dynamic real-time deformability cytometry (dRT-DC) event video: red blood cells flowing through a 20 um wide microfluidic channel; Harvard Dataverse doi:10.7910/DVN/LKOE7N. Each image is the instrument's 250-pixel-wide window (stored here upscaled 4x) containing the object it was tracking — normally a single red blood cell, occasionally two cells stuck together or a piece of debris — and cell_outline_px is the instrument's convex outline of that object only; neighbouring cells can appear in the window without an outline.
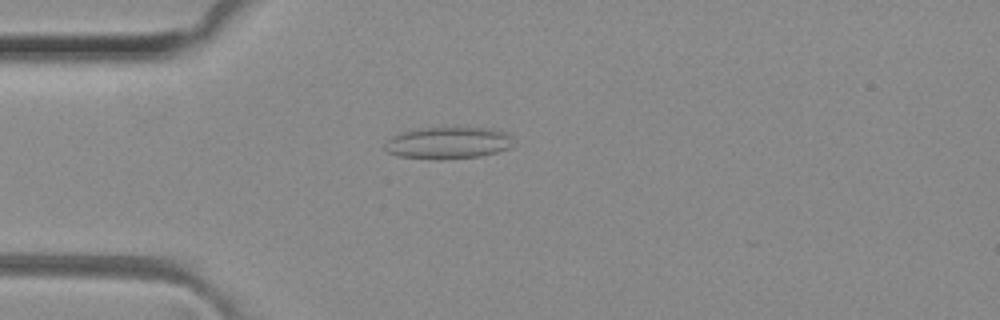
{"species": "common noctule bat (a hibernating species)", "species_latin": "Nyctalus noctula", "temperature_condition": "room temperature", "stored_images_in_passage": 46, "camera_frame_rate_fps": 3000, "um_per_image_px": 0.085, "animal": {"sex": "female", "body_mass_g": 29.2, "forearm_length_mm": 56.3}, "frame": {"image": 1, "passage_image": 13, "time_ms": 4.0, "image_size_px": [1000, 320], "cell_outline_px": [[516, 144], [508, 148], [496, 152], [480, 156], [440, 160], [400, 156], [388, 152], [384, 148], [384, 144], [392, 136], [400, 132], [416, 128], [492, 128], [508, 132], [512, 136]], "centroid_in_image_um": [38.13, 12.14], "position_along_channel_um": 46.9, "area_um2": 24.16}}
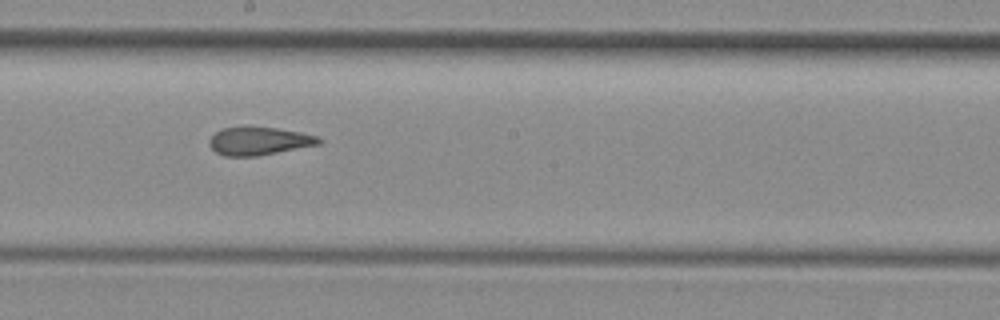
{"frame": {"image": 2, "passage_image": 27, "time_ms": 8.667, "image_size_px": [1000, 320], "cell_outline_px": [[324, 140], [320, 144], [256, 156], [224, 156], [216, 152], [208, 144], [208, 140], [220, 128], [276, 128], [300, 132], [316, 136]], "centroid_in_image_um": [22.01, 12.0], "position_along_channel_um": 226.2, "area_um2": 17.57}}
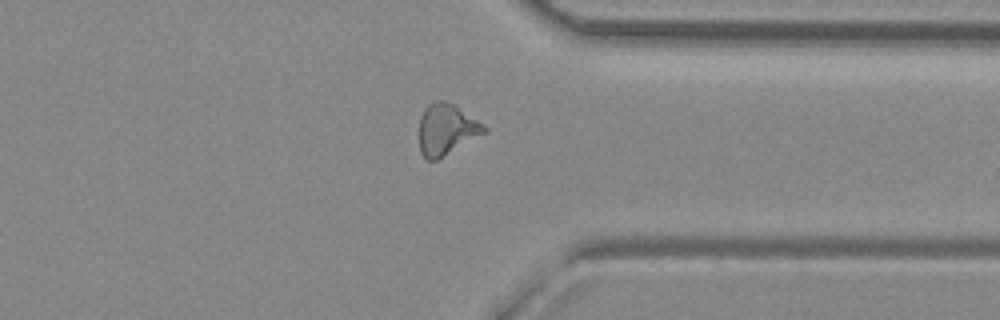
{"frame": {"image": 3, "passage_image": 38, "time_ms": 12.333, "image_size_px": [1000, 320], "cell_outline_px": [[488, 132], [436, 160], [428, 160], [420, 152], [420, 116], [424, 108], [432, 100], [444, 100], [452, 104], [484, 124], [488, 128]], "centroid_in_image_um": [37.96, 10.99], "position_along_channel_um": 373.4, "area_um2": 19.31}, "authors_computed_cell_mechanics": {"area_um2": 19.074, "velocity_mm_per_s": 4.1492, "shape_relaxation_time_tau1_ms": null, "shape_relaxation_time_tau2_ms": 1.8073, "deformation_change_tau1": null, "deformation_change_tau2": 0.1041}}